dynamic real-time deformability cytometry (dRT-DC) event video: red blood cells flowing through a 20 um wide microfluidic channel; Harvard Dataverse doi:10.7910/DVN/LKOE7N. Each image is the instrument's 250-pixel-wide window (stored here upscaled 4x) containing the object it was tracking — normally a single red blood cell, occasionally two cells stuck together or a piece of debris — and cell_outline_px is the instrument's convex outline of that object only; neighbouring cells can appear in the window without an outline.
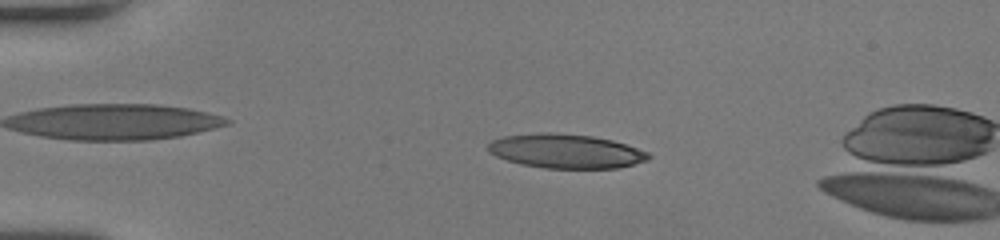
{"species": "human", "species_latin": "Homo sapiens", "temperature_condition": "room temperature", "stored_images_in_passage": 44, "camera_frame_rate_fps": 3000, "um_per_image_px": 0.085, "donor": {"sex": "female"}, "frame": {"image": 1, "passage_image": 5, "time_ms": 1.333, "image_size_px": [1000, 240], "cell_outline_px": [[652, 156], [648, 160], [616, 168], [544, 168], [520, 164], [496, 156], [488, 152], [488, 144], [492, 140], [504, 136], [540, 132], [556, 132], [592, 136], [612, 140], [648, 152]], "centroid_in_image_um": [48.07, 12.84], "position_along_channel_um": 36.9, "area_um2": 31.91}}
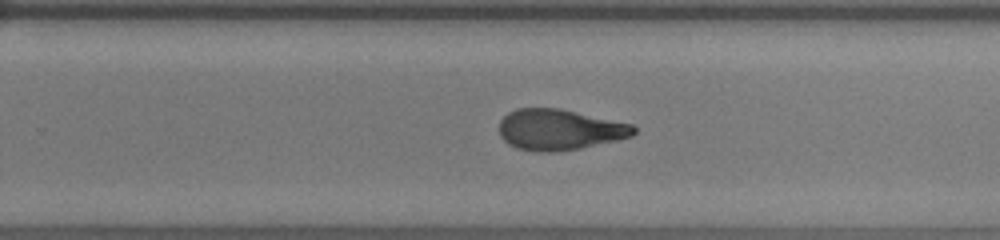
{"frame": {"image": 2, "passage_image": 27, "time_ms": 8.667, "image_size_px": [1000, 240], "cell_outline_px": [[636, 132], [632, 136], [616, 140], [580, 148], [552, 152], [544, 152], [516, 148], [508, 144], [500, 136], [500, 120], [508, 112], [516, 108], [560, 108], [632, 124], [636, 128]], "centroid_in_image_um": [47.54, 11.01], "position_along_channel_um": 282.3, "area_um2": 31.91}}
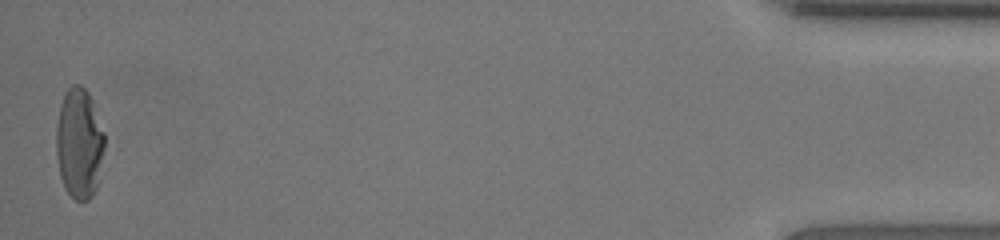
{"frame": {"image": 3, "passage_image": 44, "time_ms": 14.333, "image_size_px": [1000, 240], "cell_outline_px": [[104, 148], [100, 180], [92, 196], [88, 200], [76, 200], [64, 188], [60, 176], [56, 156], [56, 124], [60, 104], [64, 92], [72, 84], [80, 84], [88, 92], [92, 100], [104, 132]], "centroid_in_image_um": [6.73, 12.18], "position_along_channel_um": 428.5, "area_um2": 31.56}, "authors_computed_cell_mechanics": {"area_um2": 32.5125, "velocity_mm_per_s": 4.097, "shape_relaxation_time_tau1_ms": null, "shape_relaxation_time_tau2_ms": 1.5915, "deformation_change_tau1": null, "deformation_change_tau2": 0.0925}}